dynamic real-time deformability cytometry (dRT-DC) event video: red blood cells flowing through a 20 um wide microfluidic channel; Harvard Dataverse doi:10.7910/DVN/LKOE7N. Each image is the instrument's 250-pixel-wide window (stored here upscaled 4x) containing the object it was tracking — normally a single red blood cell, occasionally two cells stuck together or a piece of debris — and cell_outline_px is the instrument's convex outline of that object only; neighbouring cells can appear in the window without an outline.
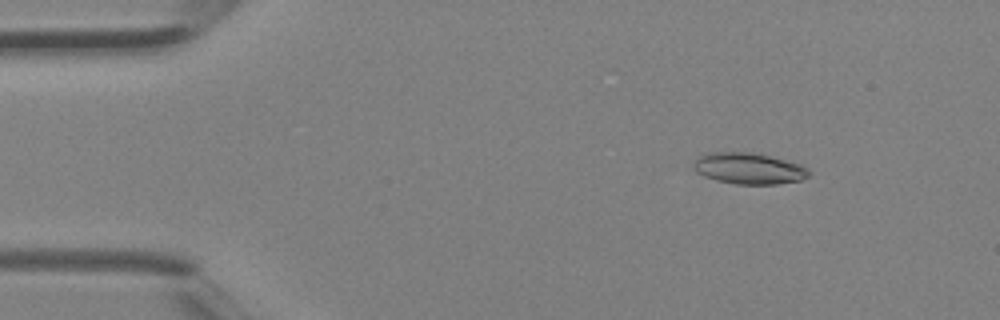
{"species": "Egyptian fruit bat (a non-hibernating species)", "species_latin": "Rousettus aegyptiacus", "temperature_condition": "room temperature", "stored_images_in_passage": 4, "camera_frame_rate_fps": 3000, "um_per_image_px": 0.085, "animal": {"sex": "female"}, "frame": {"image": 1, "passage_image": 2, "time_ms": 0.333, "image_size_px": [1000, 320], "cell_outline_px": [[808, 176], [800, 180], [776, 184], [736, 184], [716, 180], [704, 176], [696, 172], [692, 168], [692, 164], [700, 156], [708, 152], [752, 152], [804, 164], [808, 168]], "centroid_in_image_um": [63.64, 14.31], "position_along_channel_um": 21.4, "area_um2": 21.1}}